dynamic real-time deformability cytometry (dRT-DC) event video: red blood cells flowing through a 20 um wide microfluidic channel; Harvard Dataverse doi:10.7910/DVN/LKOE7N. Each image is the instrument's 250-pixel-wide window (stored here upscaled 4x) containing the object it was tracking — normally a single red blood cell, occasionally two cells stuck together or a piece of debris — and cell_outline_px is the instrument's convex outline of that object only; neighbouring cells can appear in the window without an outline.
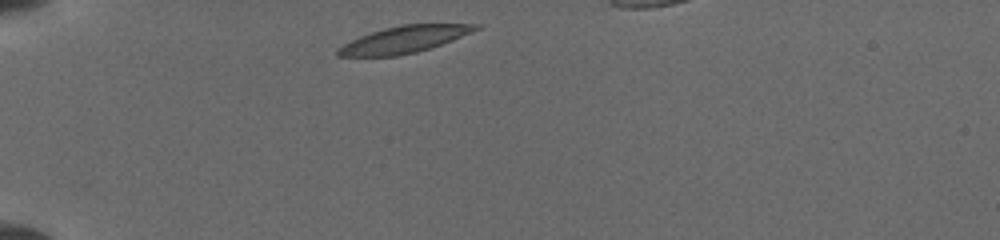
{"species": "common noctule bat (a hibernating species)", "species_latin": "Nyctalus noctula", "temperature_condition": "cold", "stored_images_in_passage": 6, "segment_of_instrument_passage": [1, 2], "camera_frame_rate_fps": 3000, "um_per_image_px": 0.085, "animal": {"sex": "female", "body_mass_g": 19.5, "forearm_length_mm": 54.1}, "frame": {"image": 1, "passage_image": 1, "time_ms": 0.0, "image_size_px": [1000, 240], "cell_outline_px": [[480, 28], [452, 40], [416, 52], [396, 56], [336, 56], [336, 48], [360, 36], [384, 28], [400, 24], [480, 24]], "centroid_in_image_um": [34.31, 3.35], "position_along_channel_um": 50.7, "area_um2": 21.21}}
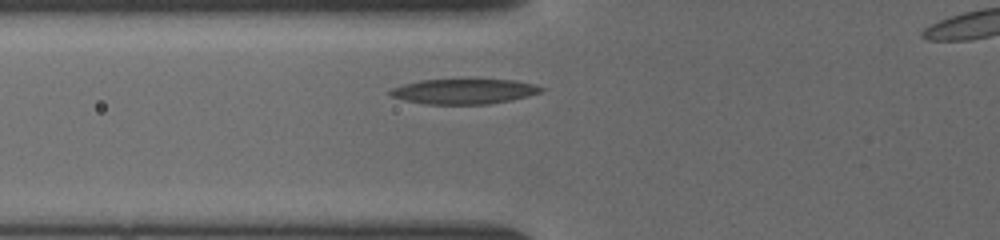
{"frame": {"image": 2, "passage_image": 4, "time_ms": 1.667, "image_size_px": [1000, 240], "cell_outline_px": [[548, 88], [540, 92], [528, 96], [512, 100], [488, 104], [428, 104], [404, 100], [392, 96], [388, 92], [392, 88], [404, 84], [420, 80], [512, 80], [536, 84]], "centroid_in_image_um": [39.48, 7.77], "position_along_channel_um": 86.3, "area_um2": 21.96}}